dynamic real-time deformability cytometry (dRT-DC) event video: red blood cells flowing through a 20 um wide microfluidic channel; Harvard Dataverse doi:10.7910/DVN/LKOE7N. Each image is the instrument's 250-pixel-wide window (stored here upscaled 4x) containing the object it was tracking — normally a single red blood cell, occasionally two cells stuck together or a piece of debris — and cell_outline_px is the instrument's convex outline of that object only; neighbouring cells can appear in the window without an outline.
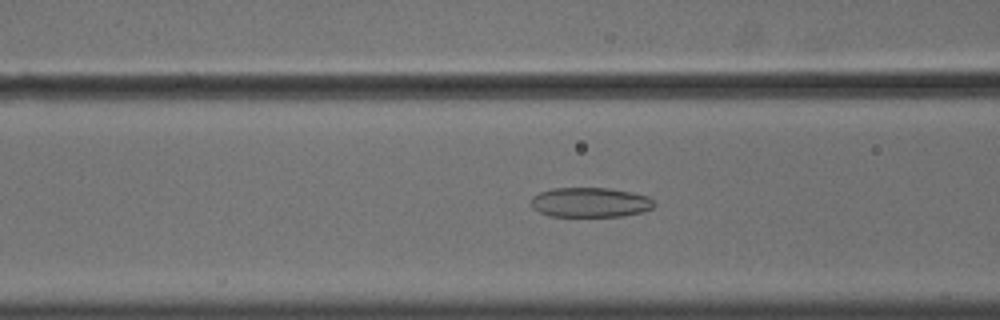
{"species": "common noctule bat (a hibernating species)", "species_latin": "Nyctalus noctula", "temperature_condition": "cold", "stored_images_in_passage": 32, "camera_frame_rate_fps": 3000, "um_per_image_px": 0.085, "animal": {"sex": "male", "body_mass_g": 18.8}, "frame": {"image": 1, "passage_image": 10, "time_ms": 3.0, "image_size_px": [1000, 320], "cell_outline_px": [[656, 204], [652, 208], [644, 212], [624, 216], [552, 216], [540, 212], [532, 208], [532, 196], [540, 192], [552, 188], [608, 188], [632, 192], [648, 196]], "centroid_in_image_um": [50.19, 17.2], "position_along_channel_um": 116.4, "area_um2": 21.39}}
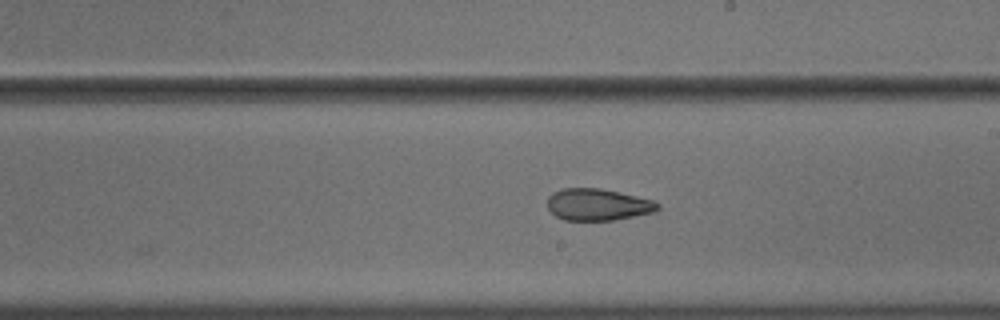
{"frame": {"image": 2, "passage_image": 20, "time_ms": 6.333, "image_size_px": [1000, 320], "cell_outline_px": [[660, 208], [652, 212], [616, 220], [564, 220], [556, 216], [548, 208], [548, 196], [552, 192], [560, 188], [600, 188], [620, 192], [652, 200], [660, 204]], "centroid_in_image_um": [50.79, 17.38], "position_along_channel_um": 238.2, "area_um2": 20.46}}
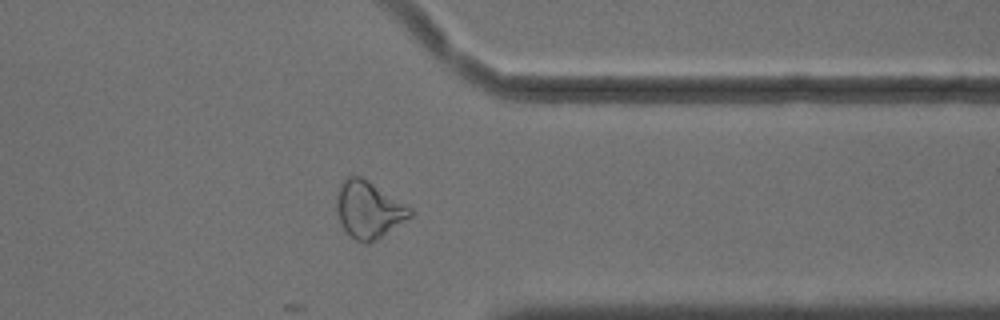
{"frame": {"image": 3, "passage_image": 32, "time_ms": 10.333, "image_size_px": [1000, 320], "cell_outline_px": [[412, 216], [368, 244], [364, 244], [356, 240], [340, 224], [336, 212], [336, 196], [340, 184], [348, 176], [360, 176], [368, 180], [412, 208]], "centroid_in_image_um": [31.31, 17.81], "position_along_channel_um": 380.1, "area_um2": 24.16}, "authors_computed_cell_mechanics": {"area_um2": 20.7502, "velocity_mm_per_s": 3.6414, "shape_relaxation_time_tau1_ms": null, "shape_relaxation_time_tau2_ms": 3.2984, "deformation_change_tau1": null, "deformation_change_tau2": 0.1144}}